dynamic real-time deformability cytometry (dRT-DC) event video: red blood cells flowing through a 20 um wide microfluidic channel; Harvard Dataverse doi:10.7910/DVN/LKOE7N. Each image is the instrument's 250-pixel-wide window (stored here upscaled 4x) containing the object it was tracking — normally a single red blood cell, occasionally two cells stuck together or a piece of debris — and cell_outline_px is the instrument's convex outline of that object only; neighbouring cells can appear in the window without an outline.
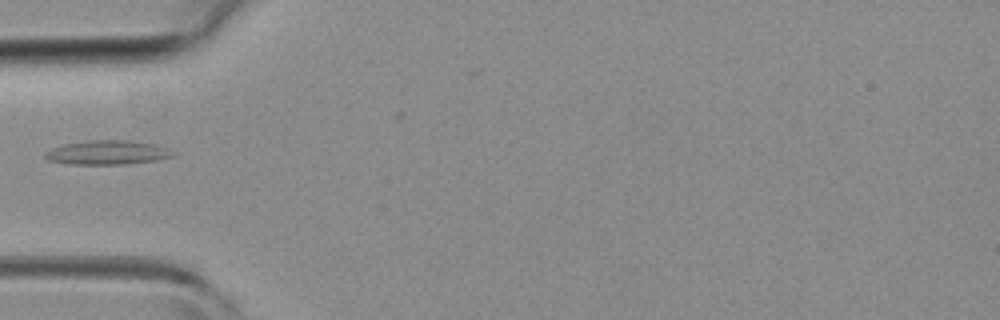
{"species": "common noctule bat (a hibernating species)", "species_latin": "Nyctalus noctula", "temperature_condition": "room temperature", "stored_images_in_passage": 1, "camera_frame_rate_fps": 3000, "um_per_image_px": 0.085, "animal": {"sex": "female", "body_mass_g": 19.3, "forearm_length_mm": 54.1}, "frame": {"image": 1, "passage_image": 1, "time_ms": 0.0, "image_size_px": [1000, 320], "cell_outline_px": [[172, 156], [156, 160], [124, 164], [68, 164], [48, 160], [44, 156], [44, 152], [52, 148], [68, 144], [88, 140], [128, 140], [156, 144], [172, 152]], "centroid_in_image_um": [9.08, 12.96], "position_along_channel_um": 75.9, "area_um2": 17.69}}